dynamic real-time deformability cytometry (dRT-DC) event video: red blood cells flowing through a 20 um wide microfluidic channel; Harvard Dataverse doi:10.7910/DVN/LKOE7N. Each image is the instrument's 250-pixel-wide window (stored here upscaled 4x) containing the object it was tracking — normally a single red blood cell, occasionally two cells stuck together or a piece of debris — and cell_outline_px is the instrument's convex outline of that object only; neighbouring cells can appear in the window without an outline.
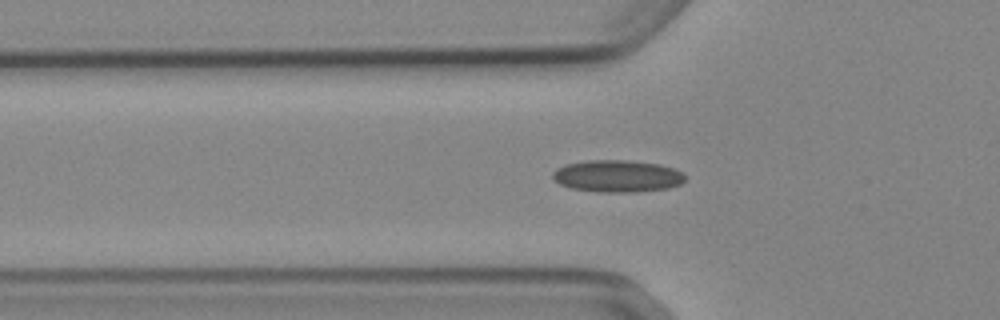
{"species": "Egyptian fruit bat (a non-hibernating species)", "species_latin": "Rousettus aegyptiacus", "temperature_condition": "cold", "stored_images_in_passage": 42, "segment_of_instrument_passage": [1, 2], "camera_frame_rate_fps": 3000, "um_per_image_px": 0.085, "animal": {"sex": "female"}, "frame": {"image": 1, "passage_image": 6, "time_ms": 1.667, "image_size_px": [1000, 320], "cell_outline_px": [[684, 180], [680, 184], [668, 188], [636, 192], [596, 192], [572, 188], [560, 184], [552, 176], [552, 172], [556, 168], [564, 164], [588, 160], [624, 160], [660, 164], [672, 168], [680, 172], [684, 176]], "centroid_in_image_um": [52.43, 14.97], "position_along_channel_um": 73.4, "area_um2": 24.68}}
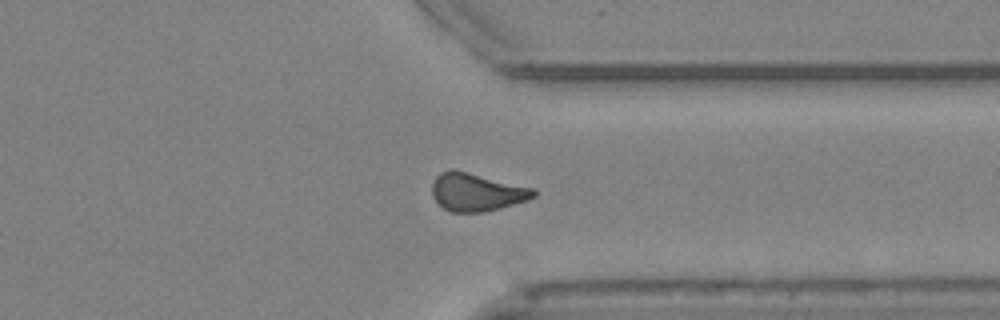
{"frame": {"image": 2, "passage_image": 29, "time_ms": 9.333, "image_size_px": [1000, 320], "cell_outline_px": [[536, 196], [528, 200], [500, 208], [484, 212], [452, 212], [444, 208], [432, 196], [432, 184], [436, 176], [440, 172], [452, 168], [536, 188]], "centroid_in_image_um": [40.53, 16.31], "position_along_channel_um": 370.9, "area_um2": 22.66}}
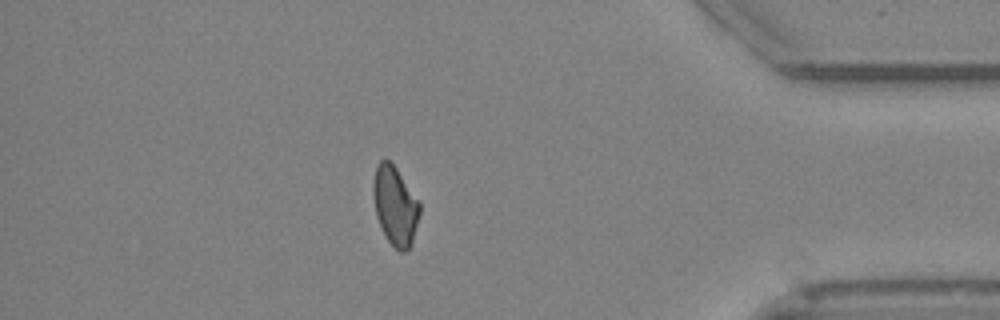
{"frame": {"image": 3, "passage_image": 34, "time_ms": 11.0, "image_size_px": [1000, 320], "cell_outline_px": [[420, 212], [412, 244], [404, 252], [400, 252], [388, 240], [376, 216], [372, 192], [372, 184], [376, 164], [380, 160], [388, 160], [396, 168], [420, 204]], "centroid_in_image_um": [33.56, 17.48], "position_along_channel_um": 401.6, "area_um2": 21.1}}